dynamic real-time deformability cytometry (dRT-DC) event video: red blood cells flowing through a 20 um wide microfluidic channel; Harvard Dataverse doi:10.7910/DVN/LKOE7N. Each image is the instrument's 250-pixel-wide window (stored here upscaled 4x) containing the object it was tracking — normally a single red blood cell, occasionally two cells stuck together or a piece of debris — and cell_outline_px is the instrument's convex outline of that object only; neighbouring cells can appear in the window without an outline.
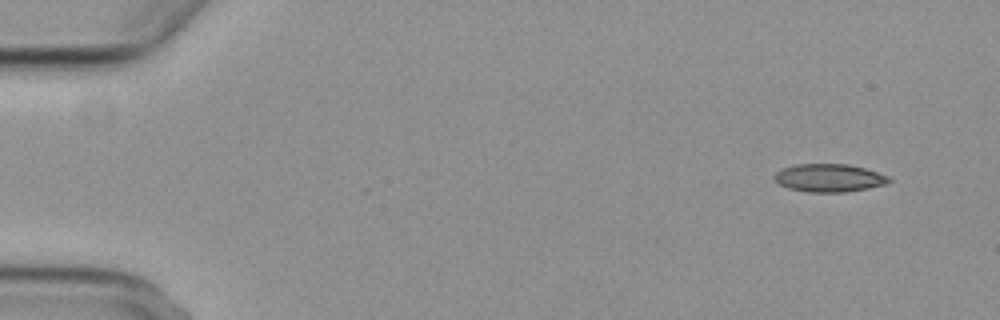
{"species": "common noctule bat (a hibernating species)", "species_latin": "Nyctalus noctula", "temperature_condition": "cold", "stored_images_in_passage": 7, "camera_frame_rate_fps": 3000, "um_per_image_px": 0.085, "animal": {"sex": "female", "body_mass_g": 29.2, "forearm_length_mm": 56.3}, "frame": {"image": 1, "passage_image": 1, "time_ms": 0.0, "image_size_px": [1000, 320], "cell_outline_px": [[892, 180], [888, 184], [868, 188], [844, 192], [808, 192], [788, 188], [780, 184], [772, 176], [780, 168], [796, 164], [848, 164], [864, 168], [888, 176]], "centroid_in_image_um": [70.46, 15.12], "position_along_channel_um": 14.5, "area_um2": 18.73}}
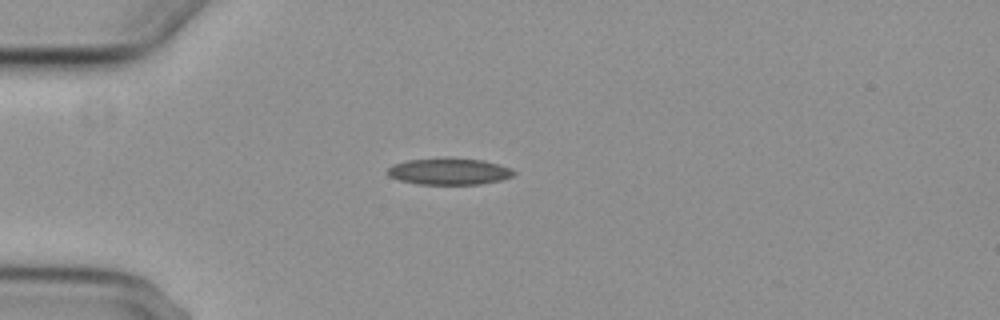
{"frame": {"image": 2, "passage_image": 4, "time_ms": 3.667, "image_size_px": [1000, 320], "cell_outline_px": [[516, 172], [512, 176], [500, 180], [480, 184], [416, 184], [400, 180], [388, 176], [384, 172], [392, 164], [408, 160], [444, 156], [448, 156], [484, 160], [500, 164], [512, 168]], "centroid_in_image_um": [38.15, 14.54], "position_along_channel_um": 46.9, "area_um2": 20.17}}
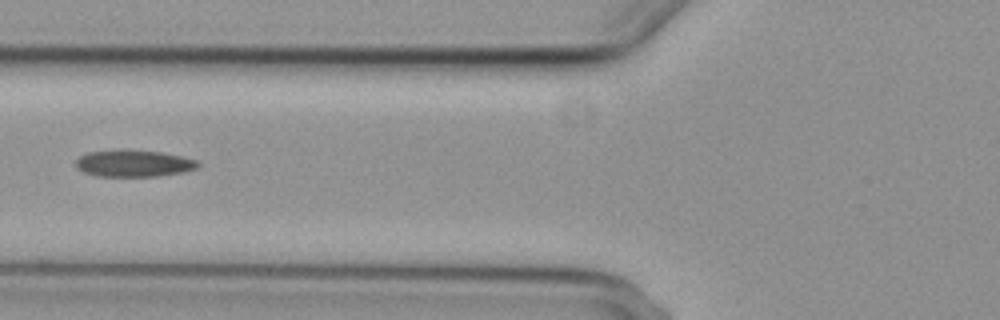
{"frame": {"image": 3, "passage_image": 6, "time_ms": 6.0, "image_size_px": [1000, 320], "cell_outline_px": [[200, 164], [196, 168], [184, 172], [156, 176], [96, 176], [84, 172], [76, 168], [76, 160], [80, 156], [88, 152], [160, 152], [180, 156], [196, 160]], "centroid_in_image_um": [11.37, 13.93], "position_along_channel_um": 114.4, "area_um2": 18.21}}